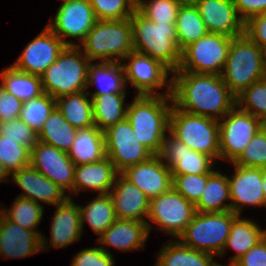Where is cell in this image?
I'll list each match as a JSON object with an SVG mask.
<instances>
[{"label":"cell","instance_id":"ab89813d","mask_svg":"<svg viewBox=\"0 0 266 266\" xmlns=\"http://www.w3.org/2000/svg\"><path fill=\"white\" fill-rule=\"evenodd\" d=\"M236 106L262 122L266 120V79L259 80L236 97Z\"/></svg>","mask_w":266,"mask_h":266},{"label":"cell","instance_id":"816d5d0a","mask_svg":"<svg viewBox=\"0 0 266 266\" xmlns=\"http://www.w3.org/2000/svg\"><path fill=\"white\" fill-rule=\"evenodd\" d=\"M239 17L246 22L249 18L266 12V0H233Z\"/></svg>","mask_w":266,"mask_h":266},{"label":"cell","instance_id":"db71d44e","mask_svg":"<svg viewBox=\"0 0 266 266\" xmlns=\"http://www.w3.org/2000/svg\"><path fill=\"white\" fill-rule=\"evenodd\" d=\"M262 184H263L264 197H265V203H266V169H264Z\"/></svg>","mask_w":266,"mask_h":266},{"label":"cell","instance_id":"8d00e7d4","mask_svg":"<svg viewBox=\"0 0 266 266\" xmlns=\"http://www.w3.org/2000/svg\"><path fill=\"white\" fill-rule=\"evenodd\" d=\"M81 216V229L87 221L93 232L102 235L104 231L115 222L117 216L115 214L114 204L109 193L98 194L92 202L86 206H79Z\"/></svg>","mask_w":266,"mask_h":266},{"label":"cell","instance_id":"d6986e66","mask_svg":"<svg viewBox=\"0 0 266 266\" xmlns=\"http://www.w3.org/2000/svg\"><path fill=\"white\" fill-rule=\"evenodd\" d=\"M120 174L136 185L149 199L158 197L172 188V172L158 155L126 168Z\"/></svg>","mask_w":266,"mask_h":266},{"label":"cell","instance_id":"8992f818","mask_svg":"<svg viewBox=\"0 0 266 266\" xmlns=\"http://www.w3.org/2000/svg\"><path fill=\"white\" fill-rule=\"evenodd\" d=\"M82 47L66 46L41 75L43 90L55 100L88 88V67L91 62Z\"/></svg>","mask_w":266,"mask_h":266},{"label":"cell","instance_id":"d6a6232c","mask_svg":"<svg viewBox=\"0 0 266 266\" xmlns=\"http://www.w3.org/2000/svg\"><path fill=\"white\" fill-rule=\"evenodd\" d=\"M175 29L177 46L181 52L208 33L193 2L182 3L175 21Z\"/></svg>","mask_w":266,"mask_h":266},{"label":"cell","instance_id":"83f0119b","mask_svg":"<svg viewBox=\"0 0 266 266\" xmlns=\"http://www.w3.org/2000/svg\"><path fill=\"white\" fill-rule=\"evenodd\" d=\"M95 84L97 91L91 93L89 97L100 96L110 93L125 92V76L122 62H102L89 63L87 86Z\"/></svg>","mask_w":266,"mask_h":266},{"label":"cell","instance_id":"2e32d148","mask_svg":"<svg viewBox=\"0 0 266 266\" xmlns=\"http://www.w3.org/2000/svg\"><path fill=\"white\" fill-rule=\"evenodd\" d=\"M67 45L47 26L26 45L22 54L12 64L17 70L41 76L54 63Z\"/></svg>","mask_w":266,"mask_h":266},{"label":"cell","instance_id":"f5cc1de1","mask_svg":"<svg viewBox=\"0 0 266 266\" xmlns=\"http://www.w3.org/2000/svg\"><path fill=\"white\" fill-rule=\"evenodd\" d=\"M9 175L11 174L0 161V182H4L5 180H7L6 177Z\"/></svg>","mask_w":266,"mask_h":266},{"label":"cell","instance_id":"ee69618b","mask_svg":"<svg viewBox=\"0 0 266 266\" xmlns=\"http://www.w3.org/2000/svg\"><path fill=\"white\" fill-rule=\"evenodd\" d=\"M232 164L266 169V132L262 127Z\"/></svg>","mask_w":266,"mask_h":266},{"label":"cell","instance_id":"277c9868","mask_svg":"<svg viewBox=\"0 0 266 266\" xmlns=\"http://www.w3.org/2000/svg\"><path fill=\"white\" fill-rule=\"evenodd\" d=\"M265 56L266 51L245 33L232 38L221 77L235 97L253 83L264 79Z\"/></svg>","mask_w":266,"mask_h":266},{"label":"cell","instance_id":"11a10c76","mask_svg":"<svg viewBox=\"0 0 266 266\" xmlns=\"http://www.w3.org/2000/svg\"><path fill=\"white\" fill-rule=\"evenodd\" d=\"M262 128L265 130L266 132V120L262 122Z\"/></svg>","mask_w":266,"mask_h":266},{"label":"cell","instance_id":"cb8c5ba5","mask_svg":"<svg viewBox=\"0 0 266 266\" xmlns=\"http://www.w3.org/2000/svg\"><path fill=\"white\" fill-rule=\"evenodd\" d=\"M152 224L136 220L116 219L97 242L115 247L122 251L138 250L145 248V242L150 234Z\"/></svg>","mask_w":266,"mask_h":266},{"label":"cell","instance_id":"60d3db41","mask_svg":"<svg viewBox=\"0 0 266 266\" xmlns=\"http://www.w3.org/2000/svg\"><path fill=\"white\" fill-rule=\"evenodd\" d=\"M180 0H151L148 3L137 0L136 9L154 23H175Z\"/></svg>","mask_w":266,"mask_h":266},{"label":"cell","instance_id":"9a60e30c","mask_svg":"<svg viewBox=\"0 0 266 266\" xmlns=\"http://www.w3.org/2000/svg\"><path fill=\"white\" fill-rule=\"evenodd\" d=\"M30 166L62 190L68 189L73 192L76 165L71 161L67 152L38 141L31 149Z\"/></svg>","mask_w":266,"mask_h":266},{"label":"cell","instance_id":"6f0895ef","mask_svg":"<svg viewBox=\"0 0 266 266\" xmlns=\"http://www.w3.org/2000/svg\"><path fill=\"white\" fill-rule=\"evenodd\" d=\"M264 78L266 79V56H265V76Z\"/></svg>","mask_w":266,"mask_h":266},{"label":"cell","instance_id":"e0dca14e","mask_svg":"<svg viewBox=\"0 0 266 266\" xmlns=\"http://www.w3.org/2000/svg\"><path fill=\"white\" fill-rule=\"evenodd\" d=\"M158 156L170 168L172 175L209 174L215 161L209 155L190 149L171 133L165 136Z\"/></svg>","mask_w":266,"mask_h":266},{"label":"cell","instance_id":"7dc6e473","mask_svg":"<svg viewBox=\"0 0 266 266\" xmlns=\"http://www.w3.org/2000/svg\"><path fill=\"white\" fill-rule=\"evenodd\" d=\"M110 251L103 246L86 248L74 256L71 266H114Z\"/></svg>","mask_w":266,"mask_h":266},{"label":"cell","instance_id":"bcb514c9","mask_svg":"<svg viewBox=\"0 0 266 266\" xmlns=\"http://www.w3.org/2000/svg\"><path fill=\"white\" fill-rule=\"evenodd\" d=\"M0 135L15 140L30 149L38 142V134L19 118L0 122Z\"/></svg>","mask_w":266,"mask_h":266},{"label":"cell","instance_id":"7402d4cb","mask_svg":"<svg viewBox=\"0 0 266 266\" xmlns=\"http://www.w3.org/2000/svg\"><path fill=\"white\" fill-rule=\"evenodd\" d=\"M11 176L13 181L25 192L18 197L55 206L71 198L69 195L66 196L64 190L30 165L13 172Z\"/></svg>","mask_w":266,"mask_h":266},{"label":"cell","instance_id":"6da1fadb","mask_svg":"<svg viewBox=\"0 0 266 266\" xmlns=\"http://www.w3.org/2000/svg\"><path fill=\"white\" fill-rule=\"evenodd\" d=\"M172 73L171 97L176 108L220 121L236 106V97L221 75L187 71Z\"/></svg>","mask_w":266,"mask_h":266},{"label":"cell","instance_id":"30bf717a","mask_svg":"<svg viewBox=\"0 0 266 266\" xmlns=\"http://www.w3.org/2000/svg\"><path fill=\"white\" fill-rule=\"evenodd\" d=\"M195 213V205L172 187L168 192L150 199L147 217L158 224V230L179 238Z\"/></svg>","mask_w":266,"mask_h":266},{"label":"cell","instance_id":"d4e9b609","mask_svg":"<svg viewBox=\"0 0 266 266\" xmlns=\"http://www.w3.org/2000/svg\"><path fill=\"white\" fill-rule=\"evenodd\" d=\"M57 207L52 216L50 243L58 249L79 241L82 229L79 205L68 198Z\"/></svg>","mask_w":266,"mask_h":266},{"label":"cell","instance_id":"f6af8a7d","mask_svg":"<svg viewBox=\"0 0 266 266\" xmlns=\"http://www.w3.org/2000/svg\"><path fill=\"white\" fill-rule=\"evenodd\" d=\"M172 187L194 205L206 187L208 174L172 175Z\"/></svg>","mask_w":266,"mask_h":266},{"label":"cell","instance_id":"4316f807","mask_svg":"<svg viewBox=\"0 0 266 266\" xmlns=\"http://www.w3.org/2000/svg\"><path fill=\"white\" fill-rule=\"evenodd\" d=\"M68 155L76 166L102 160L106 157L104 132L96 126L77 129Z\"/></svg>","mask_w":266,"mask_h":266},{"label":"cell","instance_id":"9f6ffc18","mask_svg":"<svg viewBox=\"0 0 266 266\" xmlns=\"http://www.w3.org/2000/svg\"><path fill=\"white\" fill-rule=\"evenodd\" d=\"M182 1L183 3H186V2H193L194 0H180Z\"/></svg>","mask_w":266,"mask_h":266},{"label":"cell","instance_id":"7a4b0ae2","mask_svg":"<svg viewBox=\"0 0 266 266\" xmlns=\"http://www.w3.org/2000/svg\"><path fill=\"white\" fill-rule=\"evenodd\" d=\"M173 103L171 96L137 95L127 106L126 118L133 127L136 140L153 155H158L169 131V118Z\"/></svg>","mask_w":266,"mask_h":266},{"label":"cell","instance_id":"5b68a950","mask_svg":"<svg viewBox=\"0 0 266 266\" xmlns=\"http://www.w3.org/2000/svg\"><path fill=\"white\" fill-rule=\"evenodd\" d=\"M78 46L91 62H121L134 51L130 18L97 20Z\"/></svg>","mask_w":266,"mask_h":266},{"label":"cell","instance_id":"52a82bcc","mask_svg":"<svg viewBox=\"0 0 266 266\" xmlns=\"http://www.w3.org/2000/svg\"><path fill=\"white\" fill-rule=\"evenodd\" d=\"M169 133L190 149L220 158L219 121L176 108L172 103Z\"/></svg>","mask_w":266,"mask_h":266},{"label":"cell","instance_id":"3957f363","mask_svg":"<svg viewBox=\"0 0 266 266\" xmlns=\"http://www.w3.org/2000/svg\"><path fill=\"white\" fill-rule=\"evenodd\" d=\"M134 51L162 62L171 72L178 70L181 51L175 23H154L137 9L130 16Z\"/></svg>","mask_w":266,"mask_h":266},{"label":"cell","instance_id":"9c48e42d","mask_svg":"<svg viewBox=\"0 0 266 266\" xmlns=\"http://www.w3.org/2000/svg\"><path fill=\"white\" fill-rule=\"evenodd\" d=\"M231 40L226 35L207 33L181 52V62L176 71L221 75Z\"/></svg>","mask_w":266,"mask_h":266},{"label":"cell","instance_id":"d590c367","mask_svg":"<svg viewBox=\"0 0 266 266\" xmlns=\"http://www.w3.org/2000/svg\"><path fill=\"white\" fill-rule=\"evenodd\" d=\"M77 135V128L66 121L62 113L55 108L45 120L38 134V141L52 145L57 149L69 152Z\"/></svg>","mask_w":266,"mask_h":266},{"label":"cell","instance_id":"44dd1931","mask_svg":"<svg viewBox=\"0 0 266 266\" xmlns=\"http://www.w3.org/2000/svg\"><path fill=\"white\" fill-rule=\"evenodd\" d=\"M230 187L231 211L237 215L245 205L266 206L263 190L264 169L234 165Z\"/></svg>","mask_w":266,"mask_h":266},{"label":"cell","instance_id":"e575fe53","mask_svg":"<svg viewBox=\"0 0 266 266\" xmlns=\"http://www.w3.org/2000/svg\"><path fill=\"white\" fill-rule=\"evenodd\" d=\"M125 97L126 93H110L91 98L94 124L99 130L104 132L126 118Z\"/></svg>","mask_w":266,"mask_h":266},{"label":"cell","instance_id":"f35d334b","mask_svg":"<svg viewBox=\"0 0 266 266\" xmlns=\"http://www.w3.org/2000/svg\"><path fill=\"white\" fill-rule=\"evenodd\" d=\"M43 206L33 200L18 197L9 210L3 208L0 211L12 222L23 228L36 230L43 216Z\"/></svg>","mask_w":266,"mask_h":266},{"label":"cell","instance_id":"1f68e13d","mask_svg":"<svg viewBox=\"0 0 266 266\" xmlns=\"http://www.w3.org/2000/svg\"><path fill=\"white\" fill-rule=\"evenodd\" d=\"M89 94V91L84 90L56 99V108L64 119L77 129L95 126Z\"/></svg>","mask_w":266,"mask_h":266},{"label":"cell","instance_id":"8fae6325","mask_svg":"<svg viewBox=\"0 0 266 266\" xmlns=\"http://www.w3.org/2000/svg\"><path fill=\"white\" fill-rule=\"evenodd\" d=\"M125 59L129 60L128 64H122L125 81L132 83L137 88V95L171 96L172 79H168V74L171 70L167 66L149 55L136 51L129 53L123 60ZM166 83L168 87L166 94H156V89L164 87Z\"/></svg>","mask_w":266,"mask_h":266},{"label":"cell","instance_id":"681fc988","mask_svg":"<svg viewBox=\"0 0 266 266\" xmlns=\"http://www.w3.org/2000/svg\"><path fill=\"white\" fill-rule=\"evenodd\" d=\"M23 102L0 86V122L19 118Z\"/></svg>","mask_w":266,"mask_h":266},{"label":"cell","instance_id":"f546056e","mask_svg":"<svg viewBox=\"0 0 266 266\" xmlns=\"http://www.w3.org/2000/svg\"><path fill=\"white\" fill-rule=\"evenodd\" d=\"M213 258L210 253L194 250L179 240H171L161 248L155 266H216L218 263Z\"/></svg>","mask_w":266,"mask_h":266},{"label":"cell","instance_id":"ac0fdd59","mask_svg":"<svg viewBox=\"0 0 266 266\" xmlns=\"http://www.w3.org/2000/svg\"><path fill=\"white\" fill-rule=\"evenodd\" d=\"M46 241L39 231L23 228L0 211V256L9 259L29 257L43 249L46 251Z\"/></svg>","mask_w":266,"mask_h":266},{"label":"cell","instance_id":"7c38bea8","mask_svg":"<svg viewBox=\"0 0 266 266\" xmlns=\"http://www.w3.org/2000/svg\"><path fill=\"white\" fill-rule=\"evenodd\" d=\"M106 156L120 174L126 168L148 160L153 154L138 140L128 119L104 131Z\"/></svg>","mask_w":266,"mask_h":266},{"label":"cell","instance_id":"74e56055","mask_svg":"<svg viewBox=\"0 0 266 266\" xmlns=\"http://www.w3.org/2000/svg\"><path fill=\"white\" fill-rule=\"evenodd\" d=\"M56 108V100L47 93L23 102L19 119L31 127L37 134L45 120Z\"/></svg>","mask_w":266,"mask_h":266},{"label":"cell","instance_id":"b9f144b4","mask_svg":"<svg viewBox=\"0 0 266 266\" xmlns=\"http://www.w3.org/2000/svg\"><path fill=\"white\" fill-rule=\"evenodd\" d=\"M31 149L0 135V161L12 174L30 165Z\"/></svg>","mask_w":266,"mask_h":266},{"label":"cell","instance_id":"484cf974","mask_svg":"<svg viewBox=\"0 0 266 266\" xmlns=\"http://www.w3.org/2000/svg\"><path fill=\"white\" fill-rule=\"evenodd\" d=\"M118 174L107 156L98 162L75 166L73 193L91 189L96 190L98 194H107Z\"/></svg>","mask_w":266,"mask_h":266},{"label":"cell","instance_id":"4fadbf2b","mask_svg":"<svg viewBox=\"0 0 266 266\" xmlns=\"http://www.w3.org/2000/svg\"><path fill=\"white\" fill-rule=\"evenodd\" d=\"M222 119L219 122L220 158L233 163L262 127V121L237 106Z\"/></svg>","mask_w":266,"mask_h":266},{"label":"cell","instance_id":"4dcf8cb0","mask_svg":"<svg viewBox=\"0 0 266 266\" xmlns=\"http://www.w3.org/2000/svg\"><path fill=\"white\" fill-rule=\"evenodd\" d=\"M266 236V230H262L258 224L252 220L242 219L238 215L231 226L229 237L220 254L223 256L227 247L236 251V255L231 257L230 264H233L242 255L247 253L254 245Z\"/></svg>","mask_w":266,"mask_h":266},{"label":"cell","instance_id":"f1b7e54d","mask_svg":"<svg viewBox=\"0 0 266 266\" xmlns=\"http://www.w3.org/2000/svg\"><path fill=\"white\" fill-rule=\"evenodd\" d=\"M225 200H231L228 176L213 169L208 174L206 187L195 204V210L201 213L230 211L231 203L224 204Z\"/></svg>","mask_w":266,"mask_h":266},{"label":"cell","instance_id":"5bb4252c","mask_svg":"<svg viewBox=\"0 0 266 266\" xmlns=\"http://www.w3.org/2000/svg\"><path fill=\"white\" fill-rule=\"evenodd\" d=\"M97 21L88 0H64L57 10L54 21L46 25L67 46H78L65 37L79 38L82 42ZM64 37V38H63Z\"/></svg>","mask_w":266,"mask_h":266},{"label":"cell","instance_id":"836d02e7","mask_svg":"<svg viewBox=\"0 0 266 266\" xmlns=\"http://www.w3.org/2000/svg\"><path fill=\"white\" fill-rule=\"evenodd\" d=\"M0 86L22 102L44 93L41 76L17 70L12 65L0 73Z\"/></svg>","mask_w":266,"mask_h":266},{"label":"cell","instance_id":"603a6c76","mask_svg":"<svg viewBox=\"0 0 266 266\" xmlns=\"http://www.w3.org/2000/svg\"><path fill=\"white\" fill-rule=\"evenodd\" d=\"M109 194L114 204L117 219L148 222L144 215H148L150 199L121 174L116 176Z\"/></svg>","mask_w":266,"mask_h":266},{"label":"cell","instance_id":"ba28073f","mask_svg":"<svg viewBox=\"0 0 266 266\" xmlns=\"http://www.w3.org/2000/svg\"><path fill=\"white\" fill-rule=\"evenodd\" d=\"M238 215L233 211L227 212H196L185 231L179 236V241L197 251L212 255H220L234 219Z\"/></svg>","mask_w":266,"mask_h":266},{"label":"cell","instance_id":"ffe728a7","mask_svg":"<svg viewBox=\"0 0 266 266\" xmlns=\"http://www.w3.org/2000/svg\"><path fill=\"white\" fill-rule=\"evenodd\" d=\"M208 33L237 37L244 34L245 22L233 0H194Z\"/></svg>","mask_w":266,"mask_h":266},{"label":"cell","instance_id":"7bdbcfd3","mask_svg":"<svg viewBox=\"0 0 266 266\" xmlns=\"http://www.w3.org/2000/svg\"><path fill=\"white\" fill-rule=\"evenodd\" d=\"M97 20L128 19L135 12L137 0H90Z\"/></svg>","mask_w":266,"mask_h":266},{"label":"cell","instance_id":"680465c9","mask_svg":"<svg viewBox=\"0 0 266 266\" xmlns=\"http://www.w3.org/2000/svg\"><path fill=\"white\" fill-rule=\"evenodd\" d=\"M216 266H223L221 264H217ZM228 266V265H227ZM229 266H234L233 264H229Z\"/></svg>","mask_w":266,"mask_h":266},{"label":"cell","instance_id":"c3c4849f","mask_svg":"<svg viewBox=\"0 0 266 266\" xmlns=\"http://www.w3.org/2000/svg\"><path fill=\"white\" fill-rule=\"evenodd\" d=\"M244 33L266 51V12L249 18L245 22Z\"/></svg>","mask_w":266,"mask_h":266},{"label":"cell","instance_id":"f907efd6","mask_svg":"<svg viewBox=\"0 0 266 266\" xmlns=\"http://www.w3.org/2000/svg\"><path fill=\"white\" fill-rule=\"evenodd\" d=\"M234 266H266V236L234 263Z\"/></svg>","mask_w":266,"mask_h":266}]
</instances>
